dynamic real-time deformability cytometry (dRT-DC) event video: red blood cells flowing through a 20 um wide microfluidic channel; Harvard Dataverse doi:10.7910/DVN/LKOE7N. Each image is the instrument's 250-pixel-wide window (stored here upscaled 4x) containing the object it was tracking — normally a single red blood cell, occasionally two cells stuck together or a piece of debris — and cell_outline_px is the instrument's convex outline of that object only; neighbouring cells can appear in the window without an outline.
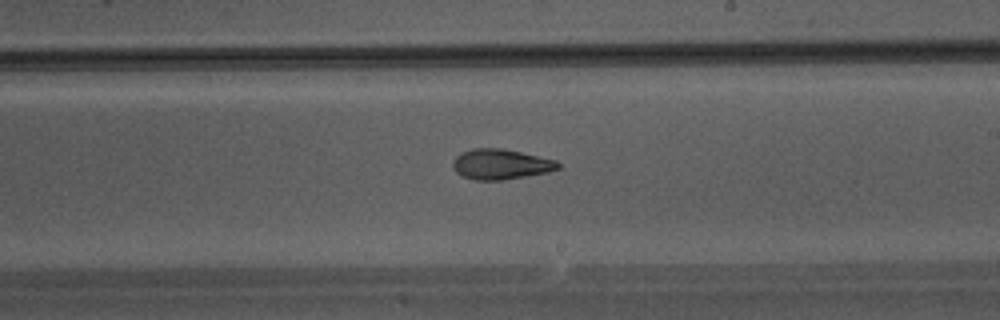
{"species": "Egyptian fruit bat (a non-hibernating species)", "species_latin": "Rousettus aegyptiacus", "temperature_condition": "warm", "stored_images_in_passage": 39, "camera_frame_rate_fps": 3000, "um_per_image_px": 0.085, "animal": {"sex": "male"}, "frame": {"image": 1, "passage_image": 23, "time_ms": 7.333, "image_size_px": [1000, 320], "cell_outline_px": [[560, 168], [548, 172], [504, 180], [476, 180], [464, 176], [456, 172], [452, 168], [452, 164], [456, 156], [460, 152], [472, 148], [500, 148], [520, 152], [556, 160], [560, 164]], "centroid_in_image_um": [42.55, 13.96], "position_along_channel_um": 246.5, "area_um2": 18.55}}